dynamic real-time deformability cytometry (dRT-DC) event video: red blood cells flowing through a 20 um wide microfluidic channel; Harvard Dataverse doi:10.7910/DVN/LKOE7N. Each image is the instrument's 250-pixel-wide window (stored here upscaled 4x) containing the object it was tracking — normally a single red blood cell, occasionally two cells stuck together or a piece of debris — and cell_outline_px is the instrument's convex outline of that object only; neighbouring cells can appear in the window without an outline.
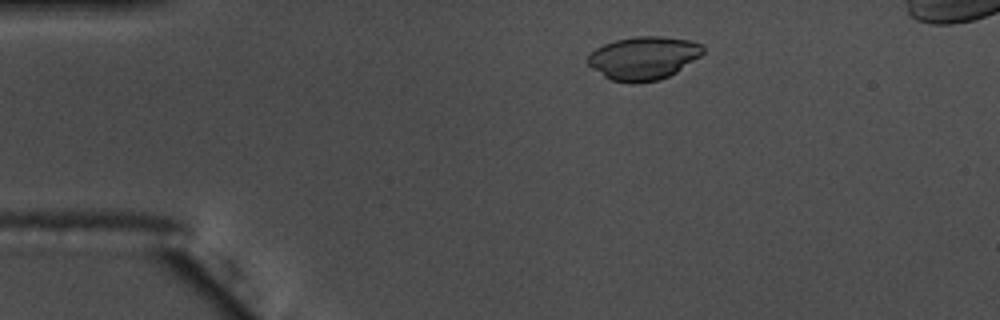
{"species": "common noctule bat (a hibernating species)", "species_latin": "Nyctalus noctula", "temperature_condition": "warm", "stored_images_in_passage": 47, "camera_frame_rate_fps": 3000, "um_per_image_px": 0.085, "animal": {"sex": "male", "body_mass_g": 17.5, "forearm_length_mm": 52.3}, "frame": {"image": 1, "passage_image": 9, "time_ms": 2.667, "image_size_px": [1000, 320], "cell_outline_px": [[704, 52], [700, 56], [676, 72], [660, 80], [632, 84], [612, 80], [604, 76], [592, 68], [584, 60], [596, 48], [604, 44], [616, 40], [636, 36], [664, 36], [688, 40], [700, 44], [704, 48]], "centroid_in_image_um": [54.68, 4.94], "position_along_channel_um": 30.3, "area_um2": 29.02}}
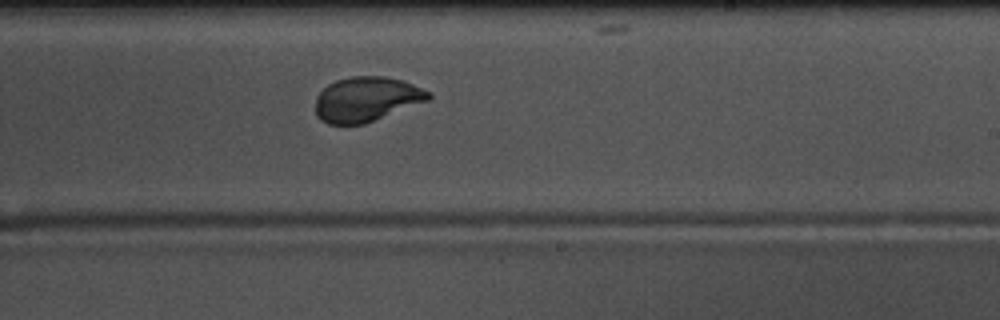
{"frame": {"image": 2, "passage_image": 32, "time_ms": 10.333, "image_size_px": [1000, 320], "cell_outline_px": [[432, 96], [428, 100], [364, 124], [328, 124], [320, 120], [316, 116], [316, 96], [328, 84], [336, 80], [352, 76], [384, 76], [400, 80], [412, 84], [432, 92]], "centroid_in_image_um": [31.13, 8.43], "position_along_channel_um": 257.9, "area_um2": 29.36}}
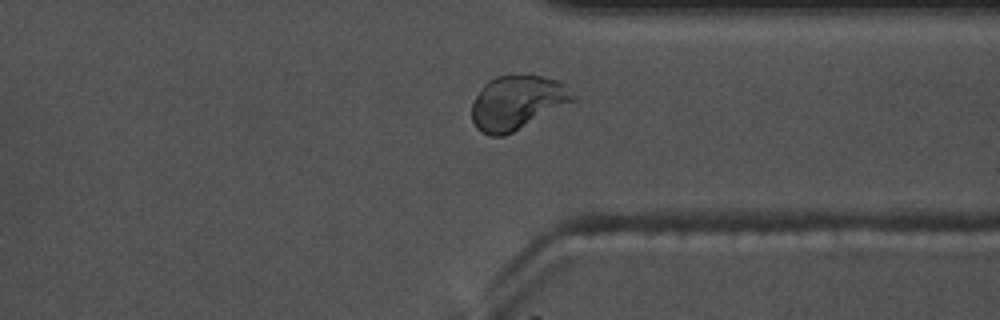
{"frame": {"image": 3, "passage_image": 41, "time_ms": 13.333, "image_size_px": [1000, 320], "cell_outline_px": [[576, 100], [504, 136], [488, 136], [480, 132], [476, 128], [472, 120], [472, 104], [476, 96], [484, 84], [488, 80], [496, 76], [544, 76], [560, 80], [576, 96]], "centroid_in_image_um": [43.95, 8.72], "position_along_channel_um": 367.5, "area_um2": 31.67}}